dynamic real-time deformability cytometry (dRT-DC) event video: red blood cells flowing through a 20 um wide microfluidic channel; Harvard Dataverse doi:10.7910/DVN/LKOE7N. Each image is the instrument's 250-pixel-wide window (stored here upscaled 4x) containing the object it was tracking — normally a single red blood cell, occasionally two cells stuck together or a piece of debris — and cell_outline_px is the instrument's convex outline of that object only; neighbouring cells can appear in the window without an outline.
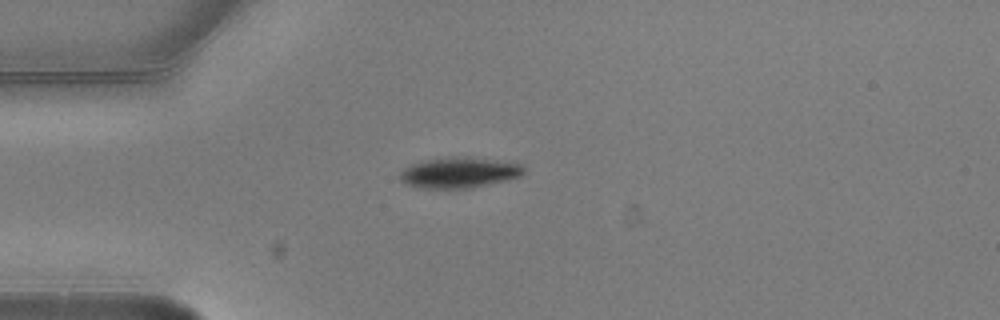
{"species": "common noctule bat (a hibernating species)", "species_latin": "Nyctalus noctula", "temperature_condition": "warm", "stored_images_in_passage": 2, "camera_frame_rate_fps": 3000, "um_per_image_px": 0.085, "animal": {"sex": "male", "body_mass_g": 20.5, "forearm_length_mm": 52.5}, "frame": {"image": 1, "passage_image": 1, "time_ms": 0.0, "image_size_px": [1000, 320], "cell_outline_px": [[528, 168], [520, 176], [508, 180], [472, 188], [420, 188], [404, 184], [400, 180], [400, 172], [404, 168], [412, 164], [424, 160], [452, 156], [492, 160], [520, 164]], "centroid_in_image_um": [39.01, 14.68], "position_along_channel_um": 46.0, "area_um2": 22.08}}
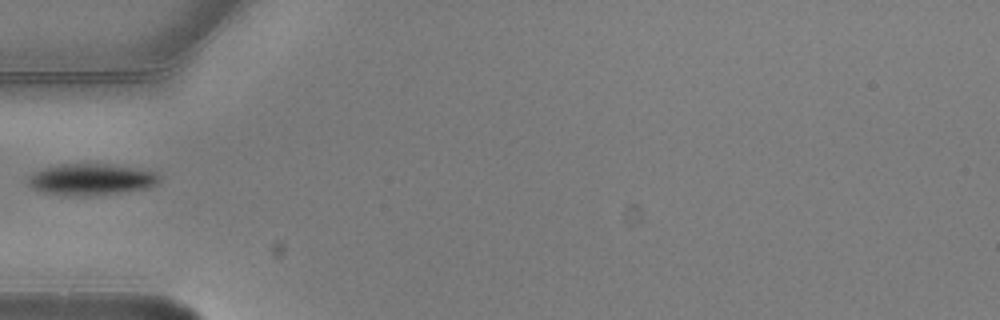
{"frame": {"image": 2, "passage_image": 2, "time_ms": 0.333, "image_size_px": [1000, 320], "cell_outline_px": [[160, 180], [156, 184], [148, 188], [120, 192], [88, 196], [64, 196], [44, 192], [32, 188], [24, 180], [32, 172], [44, 168], [60, 164], [112, 164], [156, 172], [160, 176]], "centroid_in_image_um": [7.69, 15.25], "position_along_channel_um": 77.3, "area_um2": 24.28}}